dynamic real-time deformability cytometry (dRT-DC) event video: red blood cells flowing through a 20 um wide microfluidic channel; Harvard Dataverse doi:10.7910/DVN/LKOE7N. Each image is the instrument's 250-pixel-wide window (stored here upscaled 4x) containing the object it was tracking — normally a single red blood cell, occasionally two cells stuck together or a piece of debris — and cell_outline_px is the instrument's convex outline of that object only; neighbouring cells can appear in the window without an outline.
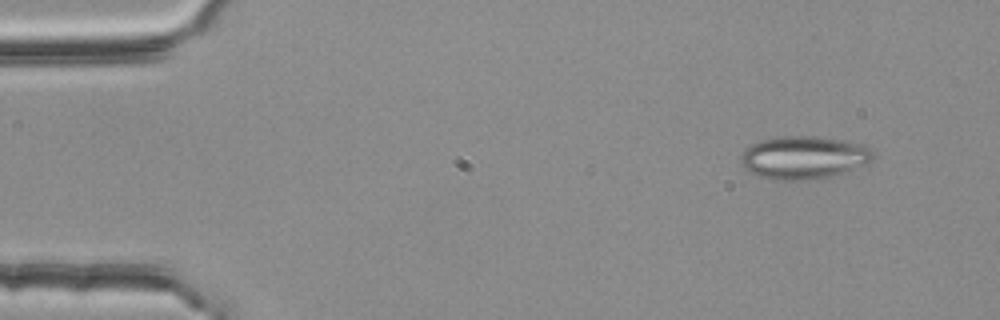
{"species": "common noctule bat (a hibernating species)", "species_latin": "Nyctalus noctula", "temperature_condition": "room temperature", "stored_images_in_passage": 4, "camera_frame_rate_fps": 3000, "um_per_image_px": 0.085, "animal": {"sex": "female", "body_mass_g": 25.1}, "frame": {"image": 1, "passage_image": 2, "time_ms": 0.333, "image_size_px": [1000, 320], "cell_outline_px": [[876, 156], [872, 160], [864, 164], [828, 176], [804, 180], [772, 180], [756, 176], [744, 168], [740, 160], [740, 156], [752, 144], [760, 140], [784, 136], [816, 136], [844, 140], [868, 148]], "centroid_in_image_um": [68.25, 13.39], "position_along_channel_um": 16.8, "area_um2": 32.6}}